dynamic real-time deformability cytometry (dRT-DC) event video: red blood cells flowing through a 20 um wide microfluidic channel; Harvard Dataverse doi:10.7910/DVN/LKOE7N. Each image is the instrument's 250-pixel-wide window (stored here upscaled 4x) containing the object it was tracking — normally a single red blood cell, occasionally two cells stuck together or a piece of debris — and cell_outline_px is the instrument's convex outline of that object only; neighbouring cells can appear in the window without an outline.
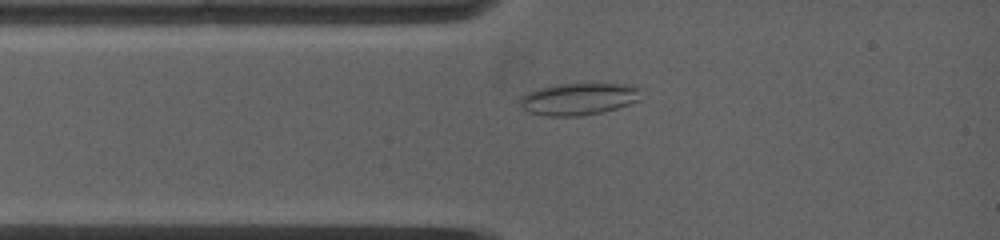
{"species": "common noctule bat (a hibernating species)", "species_latin": "Nyctalus noctula", "temperature_condition": "warm", "stored_images_in_passage": 52, "camera_frame_rate_fps": 5000, "um_per_image_px": 0.085, "animal": {"sex": "female", "body_mass_g": 19.0, "forearm_length_mm": 53.3}, "frame": {"image": 1, "passage_image": 9, "time_ms": 1.8, "image_size_px": [1000, 240], "cell_outline_px": [[640, 100], [604, 112], [580, 116], [548, 116], [528, 112], [520, 104], [520, 100], [528, 92], [540, 88], [560, 84], [624, 84], [640, 88]], "centroid_in_image_um": [49.21, 8.42], "position_along_channel_um": 35.8, "area_um2": 22.31}}
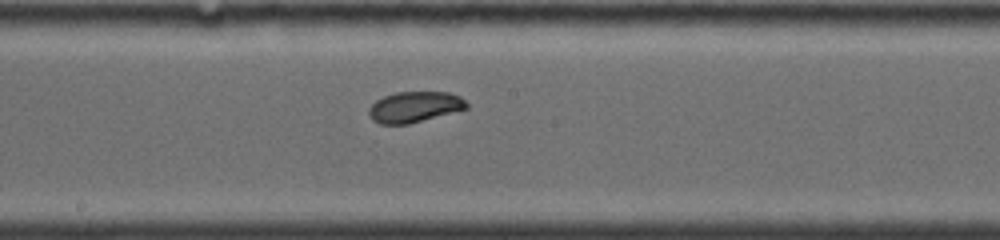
{"frame": {"image": 2, "passage_image": 29, "time_ms": 6.4, "image_size_px": [1000, 240], "cell_outline_px": [[468, 108], [408, 124], [380, 124], [372, 120], [368, 116], [368, 108], [376, 100], [384, 96], [396, 92], [448, 92], [460, 96], [468, 104]], "centroid_in_image_um": [35.2, 9.09], "position_along_channel_um": 213.0, "area_um2": 17.51}}
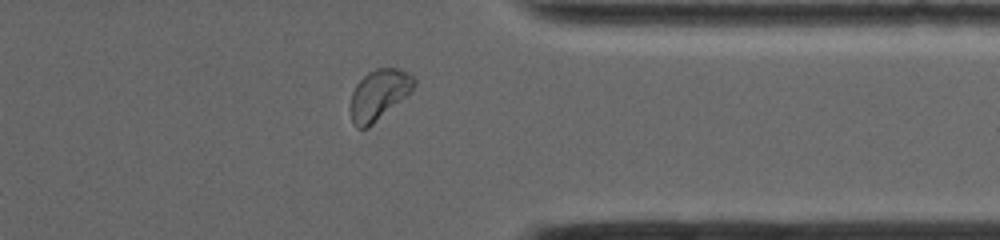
{"frame": {"image": 3, "passage_image": 46, "time_ms": 10.8, "image_size_px": [1000, 240], "cell_outline_px": [[416, 84], [412, 92], [408, 96], [368, 128], [356, 128], [352, 120], [348, 108], [352, 92], [356, 84], [368, 72], [376, 68], [396, 68], [408, 72], [416, 80]], "centroid_in_image_um": [32.21, 8.06], "position_along_channel_um": 379.2, "area_um2": 19.07}, "authors_computed_cell_mechanics": {"area_um2": 18.4093, "velocity_mm_per_s": 3.9003, "shape_relaxation_time_tau1_ms": 3.1329, "shape_relaxation_time_tau2_ms": null, "deformation_change_tau1": 0.0935, "deformation_change_tau2": null}}